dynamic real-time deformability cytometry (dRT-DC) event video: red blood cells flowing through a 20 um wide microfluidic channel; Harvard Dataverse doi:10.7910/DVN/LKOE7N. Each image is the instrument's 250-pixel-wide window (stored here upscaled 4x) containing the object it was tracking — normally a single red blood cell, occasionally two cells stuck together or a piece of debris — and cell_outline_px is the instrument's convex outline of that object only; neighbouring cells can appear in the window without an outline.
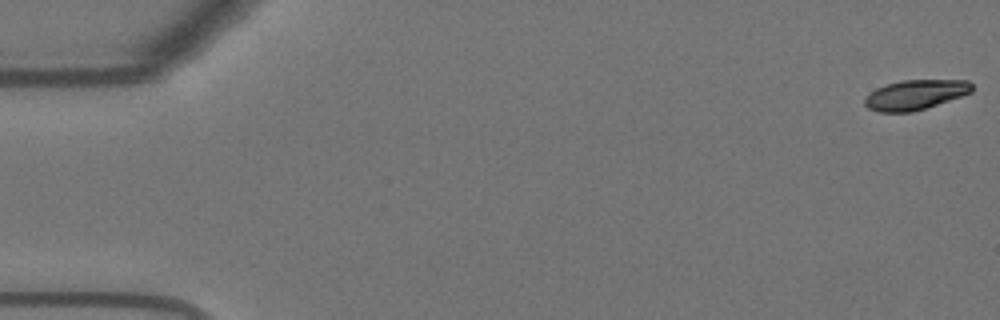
{"species": "Egyptian fruit bat (a non-hibernating species)", "species_latin": "Rousettus aegyptiacus", "temperature_condition": "warm", "stored_images_in_passage": 56, "camera_frame_rate_fps": 3000, "um_per_image_px": 0.085, "animal": {"sex": "female"}, "frame": {"image": 1, "passage_image": 1, "time_ms": 0.0, "image_size_px": [1000, 320], "cell_outline_px": [[972, 92], [912, 112], [880, 112], [868, 108], [864, 104], [864, 100], [876, 88], [900, 80], [968, 80], [972, 84]], "centroid_in_image_um": [77.8, 8.05], "position_along_channel_um": 7.2, "area_um2": 18.32}}
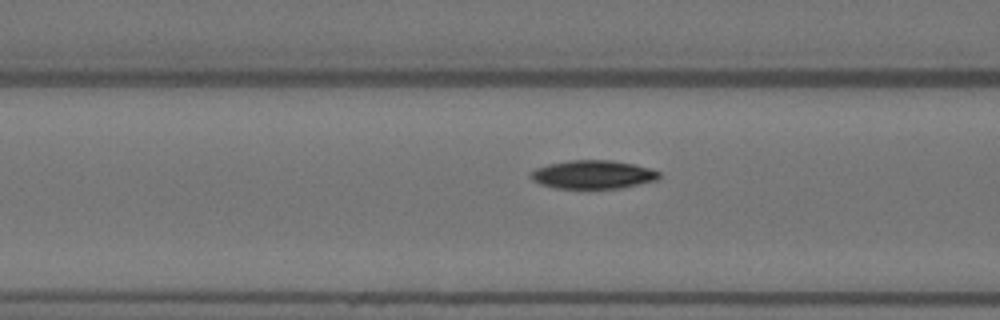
{"frame": {"image": 2, "passage_image": 22, "time_ms": 7.0, "image_size_px": [1000, 320], "cell_outline_px": [[660, 176], [656, 180], [620, 188], [556, 188], [540, 184], [532, 180], [528, 176], [528, 172], [536, 168], [548, 164], [568, 160], [612, 160], [652, 168], [660, 172]], "centroid_in_image_um": [50.36, 14.83], "position_along_channel_um": 116.2, "area_um2": 21.39}}
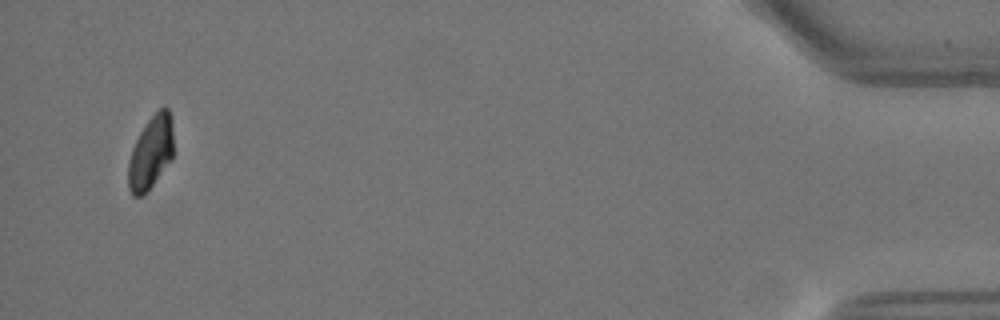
{"frame": {"image": 3, "passage_image": 54, "time_ms": 17.667, "image_size_px": [1000, 320], "cell_outline_px": [[172, 160], [148, 192], [144, 196], [132, 196], [128, 188], [128, 160], [132, 148], [140, 132], [148, 120], [164, 104], [168, 108], [172, 120]], "centroid_in_image_um": [12.81, 13.01], "position_along_channel_um": 422.4, "area_um2": 19.54}, "authors_computed_cell_mechanics": {"area_um2": 21.2993, "velocity_mm_per_s": 3.6399, "shape_relaxation_time_tau1_ms": 5.0481, "shape_relaxation_time_tau2_ms": 4.3133, "deformation_change_tau1": 0.1771, "deformation_change_tau2": 0.0575}}